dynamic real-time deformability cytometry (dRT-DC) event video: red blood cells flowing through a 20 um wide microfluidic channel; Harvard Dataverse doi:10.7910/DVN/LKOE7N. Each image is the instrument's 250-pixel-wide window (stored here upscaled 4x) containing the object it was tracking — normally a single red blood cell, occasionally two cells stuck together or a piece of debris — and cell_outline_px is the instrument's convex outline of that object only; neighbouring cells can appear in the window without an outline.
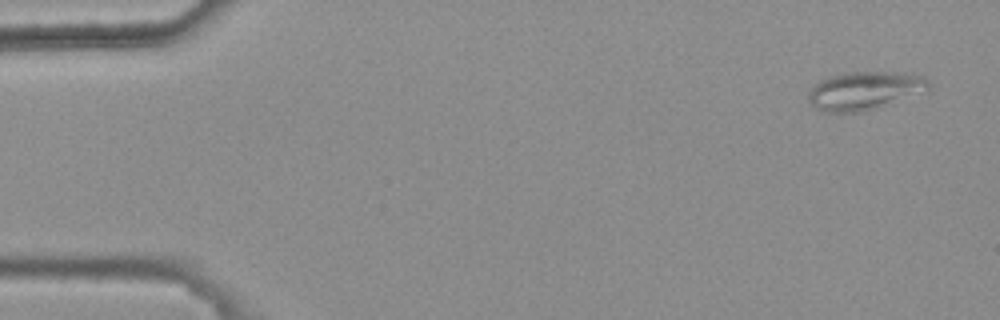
{"species": "common noctule bat (a hibernating species)", "species_latin": "Nyctalus noctula", "temperature_condition": "warm", "stored_images_in_passage": 5, "camera_frame_rate_fps": 3000, "um_per_image_px": 0.085, "animal": {"sex": "female", "body_mass_g": 25.1}, "frame": {"image": 1, "passage_image": 5, "time_ms": 1.333, "image_size_px": [1000, 320], "cell_outline_px": [[928, 88], [872, 108], [860, 112], [824, 112], [816, 108], [808, 100], [808, 92], [820, 80], [828, 76], [844, 72], [904, 72], [924, 76], [928, 80]], "centroid_in_image_um": [73.38, 7.67], "position_along_channel_um": 11.6, "area_um2": 26.01}}